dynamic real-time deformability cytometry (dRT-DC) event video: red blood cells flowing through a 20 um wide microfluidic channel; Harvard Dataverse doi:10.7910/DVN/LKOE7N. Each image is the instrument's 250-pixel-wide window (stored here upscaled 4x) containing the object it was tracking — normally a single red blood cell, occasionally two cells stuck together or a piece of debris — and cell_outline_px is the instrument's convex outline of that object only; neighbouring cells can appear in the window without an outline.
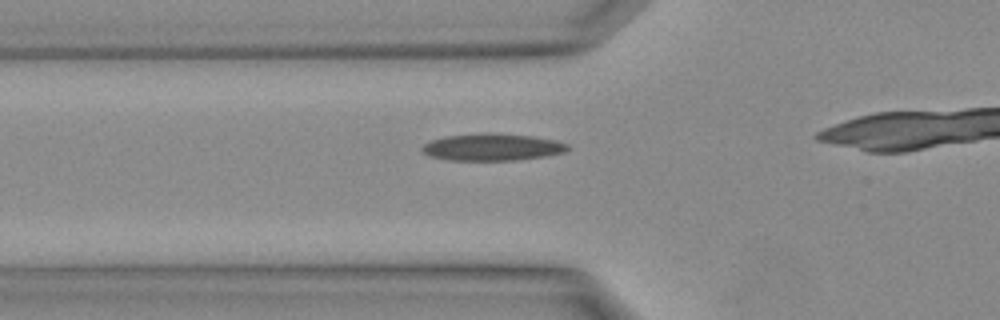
{"species": "Egyptian fruit bat (a non-hibernating species)", "species_latin": "Rousettus aegyptiacus", "temperature_condition": "warm", "stored_images_in_passage": 17, "camera_frame_rate_fps": 3000, "um_per_image_px": 0.085, "animal": {"sex": "female"}, "frame": {"image": 1, "passage_image": 8, "time_ms": 2.333, "image_size_px": [1000, 320], "cell_outline_px": [[572, 148], [564, 152], [544, 156], [516, 160], [448, 160], [428, 156], [420, 152], [420, 148], [424, 144], [432, 140], [444, 136], [484, 132], [488, 132], [532, 136], [556, 140], [568, 144]], "centroid_in_image_um": [41.81, 12.5], "position_along_channel_um": 84.0, "area_um2": 23.24}}